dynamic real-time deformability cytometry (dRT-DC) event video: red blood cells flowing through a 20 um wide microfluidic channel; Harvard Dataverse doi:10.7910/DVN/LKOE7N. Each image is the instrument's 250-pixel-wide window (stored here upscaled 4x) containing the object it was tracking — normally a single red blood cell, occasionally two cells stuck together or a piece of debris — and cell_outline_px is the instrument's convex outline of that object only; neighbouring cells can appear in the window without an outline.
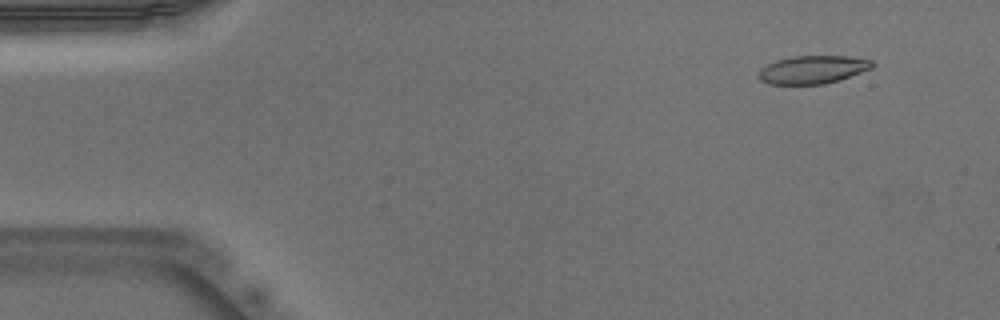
{"species": "Egyptian fruit bat (a non-hibernating species)", "species_latin": "Rousettus aegyptiacus", "temperature_condition": "warm", "stored_images_in_passage": 51, "camera_frame_rate_fps": 3000, "um_per_image_px": 0.085, "animal": {"sex": "male"}, "frame": {"image": 1, "passage_image": 5, "time_ms": 1.333, "image_size_px": [1000, 320], "cell_outline_px": [[876, 64], [872, 68], [840, 80], [824, 84], [768, 84], [760, 80], [756, 76], [760, 68], [776, 60], [792, 56], [848, 56], [872, 60]], "centroid_in_image_um": [69.07, 5.92], "position_along_channel_um": 15.9, "area_um2": 18.79}}
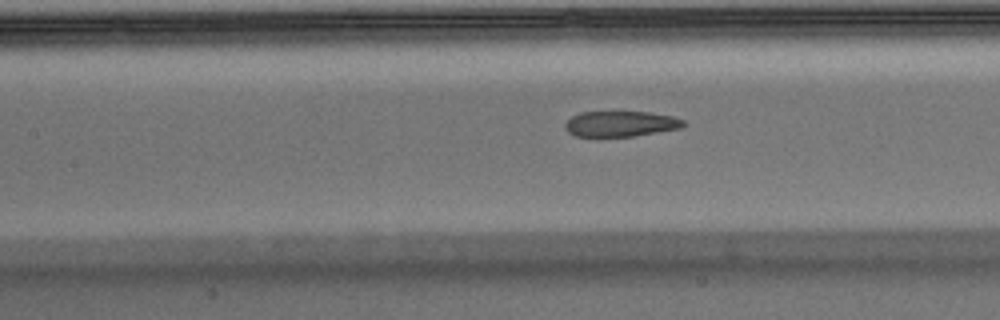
{"frame": {"image": 2, "passage_image": 23, "time_ms": 7.333, "image_size_px": [1000, 320], "cell_outline_px": [[688, 124], [680, 128], [632, 136], [576, 136], [568, 132], [564, 128], [564, 124], [572, 116], [580, 112], [648, 112], [672, 116], [684, 120]], "centroid_in_image_um": [52.75, 10.52], "position_along_channel_um": 154.6, "area_um2": 17.51}}
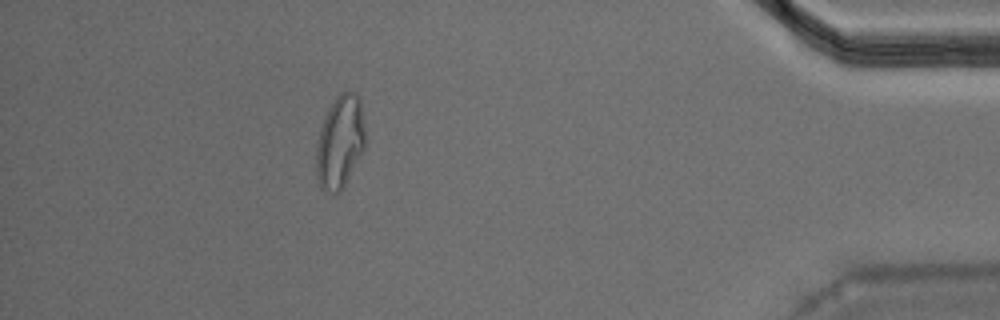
{"frame": {"image": 3, "passage_image": 46, "time_ms": 15.0, "image_size_px": [1000, 320], "cell_outline_px": [[364, 148], [340, 192], [324, 192], [320, 188], [316, 176], [316, 148], [320, 128], [336, 96], [340, 92], [352, 92], [360, 100], [364, 128]], "centroid_in_image_um": [28.87, 12.1], "position_along_channel_um": 406.3, "area_um2": 25.95}, "authors_computed_cell_mechanics": {"area_um2": 19.7676, "velocity_mm_per_s": 3.9377, "shape_relaxation_time_tau1_ms": null, "shape_relaxation_time_tau2_ms": 1.8018, "deformation_change_tau1": null, "deformation_change_tau2": 0.0926}}